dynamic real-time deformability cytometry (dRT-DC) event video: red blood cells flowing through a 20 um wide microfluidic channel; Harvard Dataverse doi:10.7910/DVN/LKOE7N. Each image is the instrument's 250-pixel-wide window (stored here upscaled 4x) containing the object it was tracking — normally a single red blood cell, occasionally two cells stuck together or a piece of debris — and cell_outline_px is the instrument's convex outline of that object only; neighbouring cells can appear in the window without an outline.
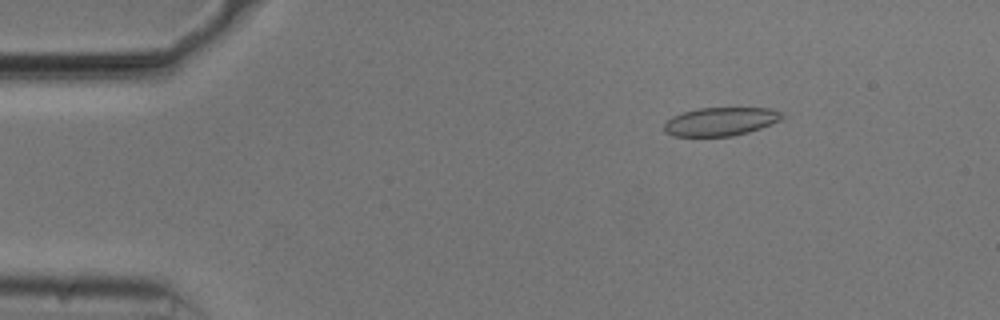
{"species": "common noctule bat (a hibernating species)", "species_latin": "Nyctalus noctula", "temperature_condition": "cold", "stored_images_in_passage": 54, "camera_frame_rate_fps": 3000, "um_per_image_px": 0.085, "animal": {"sex": "male", "body_mass_g": 20.5, "forearm_length_mm": 52.5}, "frame": {"image": 1, "passage_image": 8, "time_ms": 2.333, "image_size_px": [1000, 320], "cell_outline_px": [[784, 116], [780, 120], [760, 128], [748, 132], [732, 136], [672, 136], [664, 132], [664, 124], [672, 116], [696, 108], [768, 108], [780, 112]], "centroid_in_image_um": [61.21, 10.33], "position_along_channel_um": 23.8, "area_um2": 19.42}}
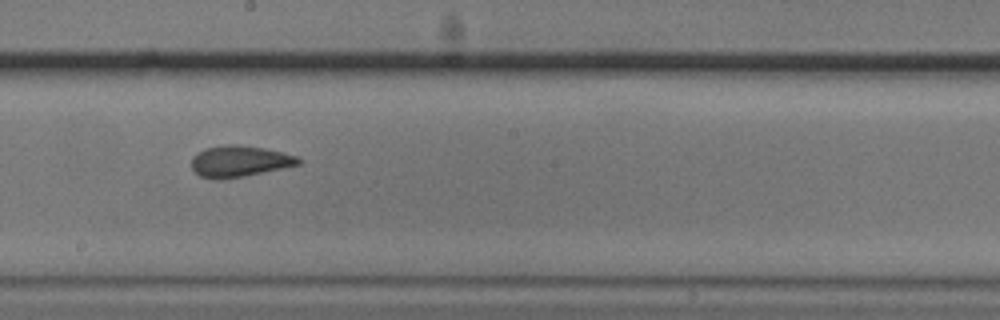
{"frame": {"image": 2, "passage_image": 30, "time_ms": 9.667, "image_size_px": [1000, 320], "cell_outline_px": [[300, 164], [264, 172], [244, 176], [220, 180], [212, 180], [200, 176], [192, 168], [192, 156], [204, 148], [224, 144], [236, 144], [264, 148], [296, 156], [300, 160]], "centroid_in_image_um": [20.3, 13.71], "position_along_channel_um": 227.9, "area_um2": 19.48}}
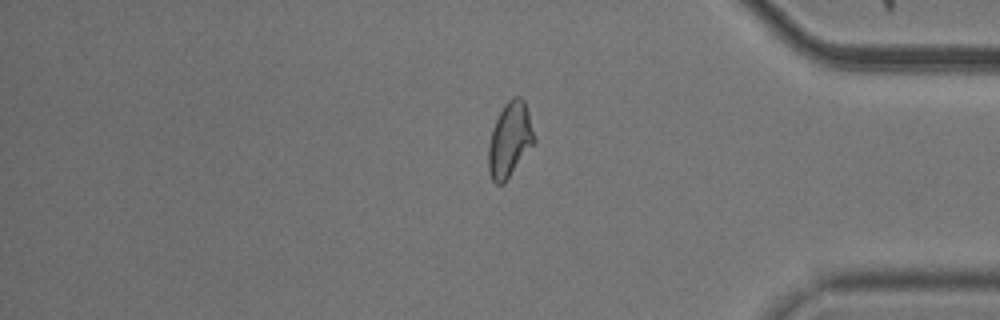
{"frame": {"image": 3, "passage_image": 45, "time_ms": 14.667, "image_size_px": [1000, 320], "cell_outline_px": [[536, 140], [504, 184], [496, 184], [492, 180], [488, 172], [488, 148], [492, 128], [504, 104], [512, 96], [520, 96], [524, 100], [528, 112]], "centroid_in_image_um": [43.32, 11.88], "position_along_channel_um": 391.9, "area_um2": 19.88}, "authors_computed_cell_mechanics": {"area_um2": 19.5075, "velocity_mm_per_s": 3.7432, "shape_relaxation_time_tau1_ms": 3.7483, "shape_relaxation_time_tau2_ms": 1.333, "deformation_change_tau1": 0.1293, "deformation_change_tau2": 0.091}}